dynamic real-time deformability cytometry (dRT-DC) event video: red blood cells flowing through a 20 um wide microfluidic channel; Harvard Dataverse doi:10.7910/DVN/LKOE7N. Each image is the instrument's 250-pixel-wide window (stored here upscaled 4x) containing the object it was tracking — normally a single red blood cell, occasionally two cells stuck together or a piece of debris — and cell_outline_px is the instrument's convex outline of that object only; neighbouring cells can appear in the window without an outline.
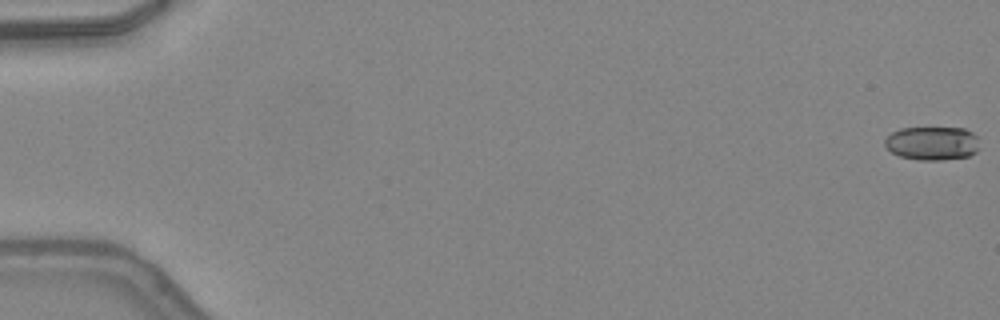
{"species": "common noctule bat (a hibernating species)", "species_latin": "Nyctalus noctula", "temperature_condition": "warm", "stored_images_in_passage": 49, "camera_frame_rate_fps": 3000, "um_per_image_px": 0.085, "animal": {"sex": "female", "body_mass_g": 24.6, "forearm_length_mm": 56.2}, "frame": {"image": 1, "passage_image": 1, "time_ms": 0.0, "image_size_px": [1000, 320], "cell_outline_px": [[976, 152], [968, 156], [940, 160], [920, 160], [900, 156], [892, 152], [884, 144], [884, 140], [892, 132], [900, 128], [964, 128], [972, 132], [976, 136]], "centroid_in_image_um": [79.2, 12.17], "position_along_channel_um": 5.8, "area_um2": 18.32}}
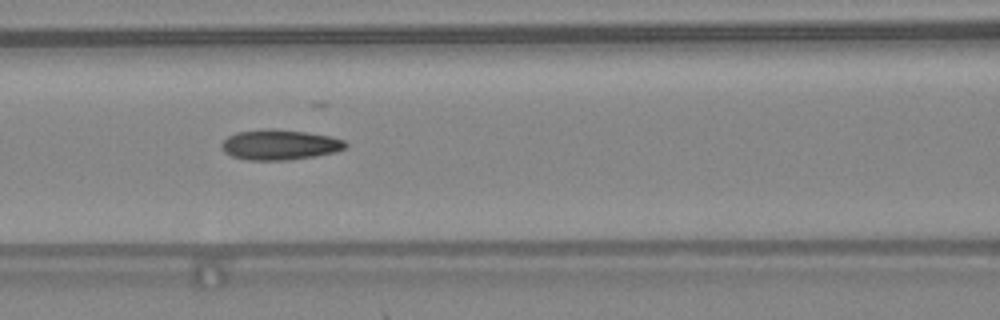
{"frame": {"image": 2, "passage_image": 23, "time_ms": 7.333, "image_size_px": [1000, 320], "cell_outline_px": [[348, 144], [344, 148], [336, 152], [316, 156], [288, 160], [248, 160], [232, 156], [224, 152], [220, 144], [228, 136], [236, 132], [264, 128], [272, 128], [308, 132], [332, 136], [344, 140]], "centroid_in_image_um": [23.78, 12.29], "position_along_channel_um": 142.8, "area_um2": 22.14}}
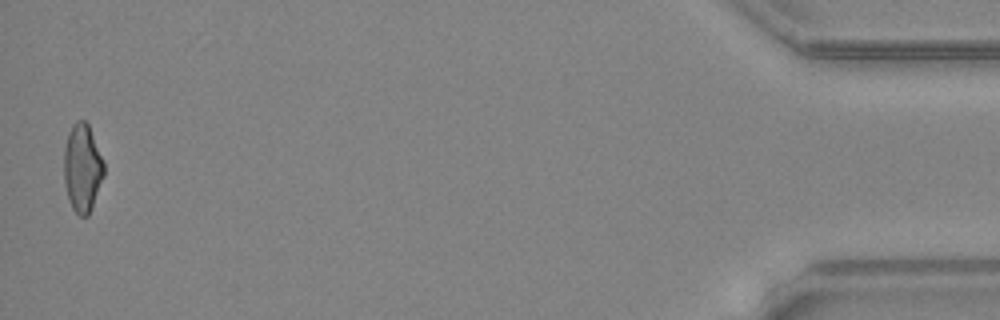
{"frame": {"image": 3, "passage_image": 49, "time_ms": 16.0, "image_size_px": [1000, 320], "cell_outline_px": [[104, 176], [92, 208], [88, 216], [80, 216], [72, 208], [68, 200], [64, 184], [64, 148], [68, 132], [72, 124], [76, 120], [84, 120], [88, 124], [104, 160]], "centroid_in_image_um": [7.0, 14.28], "position_along_channel_um": 428.2, "area_um2": 20.81}, "authors_computed_cell_mechanics": {"area_um2": 20.808, "velocity_mm_per_s": 4.33, "shape_relaxation_time_tau1_ms": 10.6813, "shape_relaxation_time_tau2_ms": 2.2669, "deformation_change_tau1": 0.2671, "deformation_change_tau2": 0.0947}}